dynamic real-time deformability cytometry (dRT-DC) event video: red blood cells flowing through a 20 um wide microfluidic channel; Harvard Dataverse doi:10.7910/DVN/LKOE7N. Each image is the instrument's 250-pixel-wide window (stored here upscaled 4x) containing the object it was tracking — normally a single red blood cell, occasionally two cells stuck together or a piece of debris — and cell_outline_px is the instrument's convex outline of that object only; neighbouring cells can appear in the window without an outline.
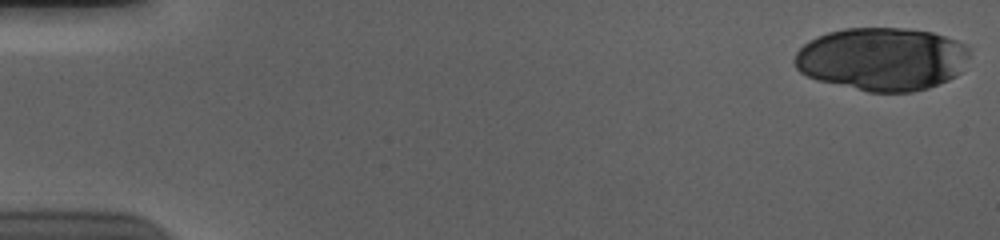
{"species": "human", "species_latin": "Homo sapiens", "temperature_condition": "cold", "stored_images_in_passage": 55, "camera_frame_rate_fps": 3000, "um_per_image_px": 0.085, "donor": {"sex": "male"}, "frame": {"image": 1, "passage_image": 1, "time_ms": 0.0, "image_size_px": [1000, 240], "cell_outline_px": [[968, 56], [960, 72], [956, 76], [948, 80], [928, 88], [912, 92], [868, 92], [816, 80], [800, 72], [796, 68], [792, 60], [796, 52], [804, 44], [816, 36], [828, 32], [844, 28], [904, 28], [932, 32], [968, 44]], "centroid_in_image_um": [74.95, 5.01], "position_along_channel_um": 10.0, "area_um2": 64.74}}
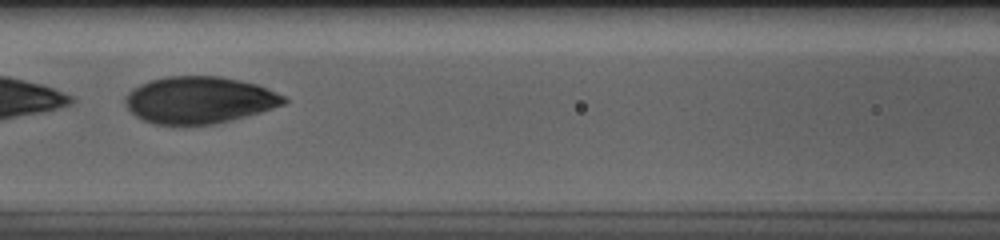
{"frame": {"image": 2, "passage_image": 26, "time_ms": 8.333, "image_size_px": [1000, 240], "cell_outline_px": [[288, 100], [284, 104], [260, 112], [212, 124], [152, 124], [136, 116], [128, 108], [124, 100], [128, 92], [132, 88], [140, 84], [152, 80], [168, 76], [220, 76], [256, 84], [276, 92], [284, 96]], "centroid_in_image_um": [16.91, 8.49], "position_along_channel_um": 149.7, "area_um2": 42.89}}
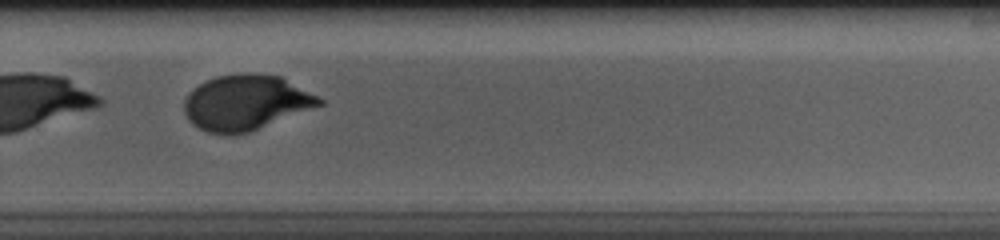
{"frame": {"image": 3, "passage_image": 39, "time_ms": 12.667, "image_size_px": [1000, 240], "cell_outline_px": [[324, 104], [248, 132], [228, 136], [224, 136], [208, 132], [192, 124], [188, 120], [184, 112], [184, 100], [188, 92], [192, 88], [216, 76], [248, 72], [280, 76], [324, 100]], "centroid_in_image_um": [20.85, 8.72], "position_along_channel_um": 309.0, "area_um2": 43.47}, "authors_computed_cell_mechanics": {"area_um2": 44.7372, "velocity_mm_per_s": 3.6923, "shape_relaxation_time_tau1_ms": 3.8627, "shape_relaxation_time_tau2_ms": null, "deformation_change_tau1": 0.1737, "deformation_change_tau2": null}}